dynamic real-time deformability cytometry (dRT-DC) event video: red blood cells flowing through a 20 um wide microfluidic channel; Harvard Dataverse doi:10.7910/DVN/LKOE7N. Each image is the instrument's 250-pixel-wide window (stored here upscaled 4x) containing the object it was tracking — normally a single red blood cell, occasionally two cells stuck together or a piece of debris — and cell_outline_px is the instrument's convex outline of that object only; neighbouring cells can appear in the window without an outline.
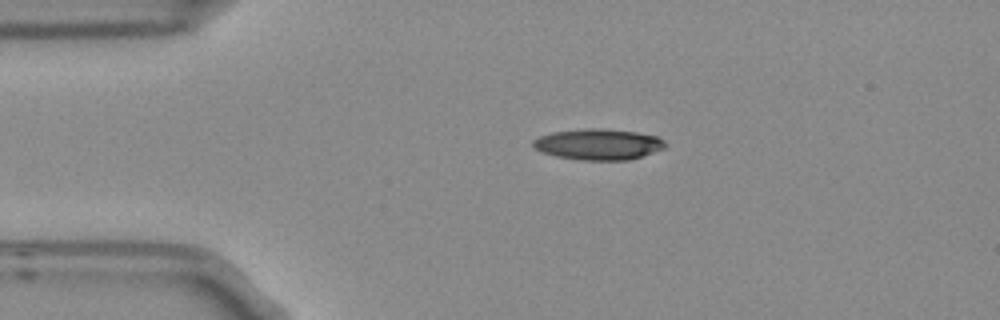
{"species": "Egyptian fruit bat (a non-hibernating species)", "species_latin": "Rousettus aegyptiacus", "temperature_condition": "room temperature", "stored_images_in_passage": 3, "camera_frame_rate_fps": 3000, "um_per_image_px": 0.085, "frame": {"image": 1, "passage_image": 2, "time_ms": 0.333, "image_size_px": [1000, 320], "cell_outline_px": [[664, 148], [628, 160], [580, 160], [556, 156], [540, 152], [532, 148], [532, 140], [540, 136], [552, 132], [584, 128], [600, 128], [636, 132], [656, 136], [664, 140]], "centroid_in_image_um": [50.78, 12.26], "position_along_channel_um": 34.2, "area_um2": 23.81}}